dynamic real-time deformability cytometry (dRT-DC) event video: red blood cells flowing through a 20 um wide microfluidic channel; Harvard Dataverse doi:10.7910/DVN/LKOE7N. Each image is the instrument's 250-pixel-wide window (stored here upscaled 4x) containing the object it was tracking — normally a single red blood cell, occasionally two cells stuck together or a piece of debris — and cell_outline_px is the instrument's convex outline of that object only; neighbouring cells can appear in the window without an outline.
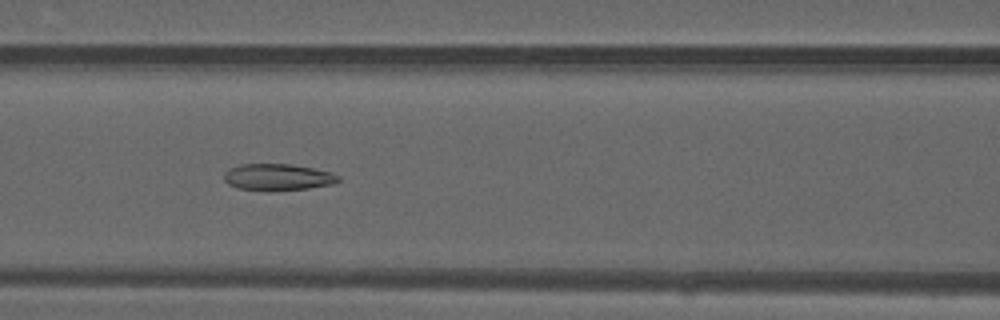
{"species": "common noctule bat (a hibernating species)", "species_latin": "Nyctalus noctula", "temperature_condition": "warm", "stored_images_in_passage": 48, "camera_frame_rate_fps": 3000, "um_per_image_px": 0.085, "animal": {"sex": "male", "forearm_length_mm": 52.5}, "frame": {"image": 1, "passage_image": 20, "time_ms": 6.333, "image_size_px": [1000, 320], "cell_outline_px": [[340, 180], [332, 184], [308, 188], [268, 192], [236, 188], [228, 184], [224, 180], [224, 172], [228, 168], [240, 164], [292, 164], [332, 172], [340, 176]], "centroid_in_image_um": [23.57, 15.07], "position_along_channel_um": 143.0, "area_um2": 18.09}}
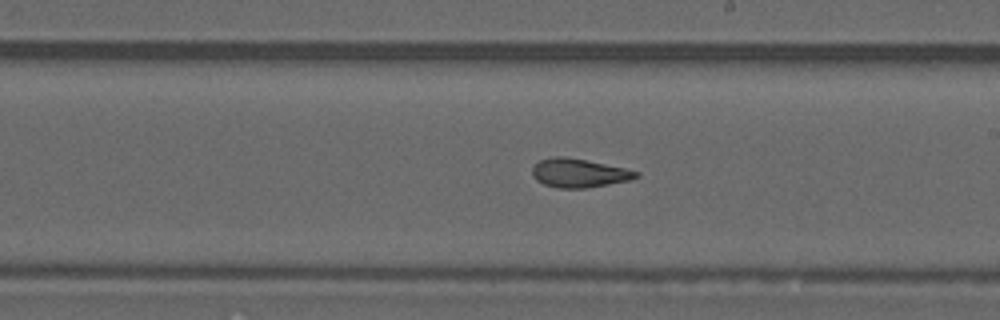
{"frame": {"image": 2, "passage_image": 27, "time_ms": 8.667, "image_size_px": [1000, 320], "cell_outline_px": [[640, 176], [628, 180], [608, 184], [584, 188], [556, 188], [544, 184], [536, 180], [532, 172], [532, 168], [540, 160], [552, 156], [564, 156], [624, 168], [640, 172]], "centroid_in_image_um": [49.19, 14.71], "position_along_channel_um": 239.8, "area_um2": 17.17}}
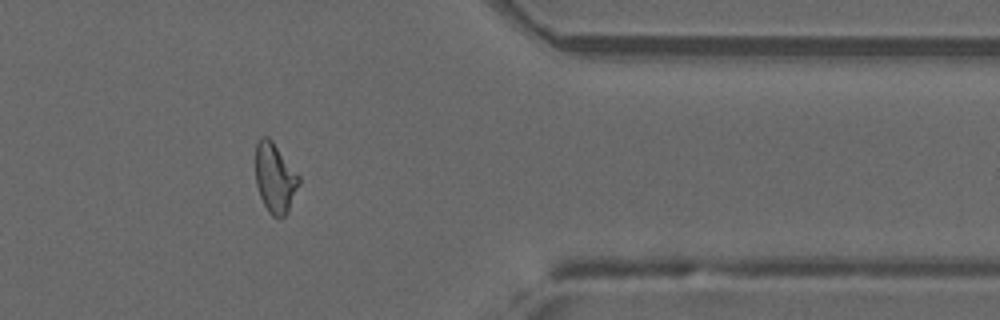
{"frame": {"image": 3, "passage_image": 39, "time_ms": 12.667, "image_size_px": [1000, 320], "cell_outline_px": [[300, 184], [288, 212], [280, 220], [272, 216], [268, 212], [260, 196], [256, 184], [256, 144], [260, 136], [268, 136], [272, 140], [300, 176]], "centroid_in_image_um": [23.38, 15.14], "position_along_channel_um": 388.0, "area_um2": 17.86}, "authors_computed_cell_mechanics": {"area_um2": 18.0914, "velocity_mm_per_s": 4.1584, "shape_relaxation_time_tau1_ms": null, "shape_relaxation_time_tau2_ms": 2.2845, "deformation_change_tau1": null, "deformation_change_tau2": 0.1018}}